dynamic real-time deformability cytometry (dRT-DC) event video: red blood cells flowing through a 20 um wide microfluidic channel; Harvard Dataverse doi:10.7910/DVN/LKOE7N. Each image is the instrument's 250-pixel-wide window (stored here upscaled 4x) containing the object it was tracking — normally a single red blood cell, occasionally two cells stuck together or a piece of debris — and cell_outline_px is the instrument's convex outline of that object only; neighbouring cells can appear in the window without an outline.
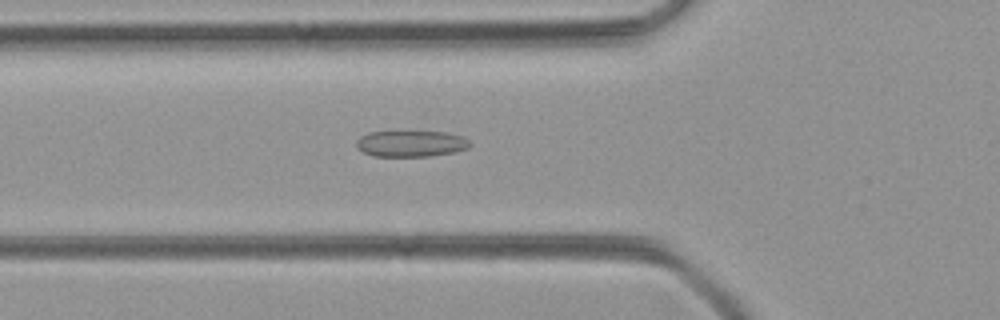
{"species": "common noctule bat (a hibernating species)", "species_latin": "Nyctalus noctula", "temperature_condition": "room temperature", "stored_images_in_passage": 29, "camera_frame_rate_fps": 3000, "um_per_image_px": 0.085, "animal": {"sex": "female", "body_mass_g": 21.9}, "frame": {"image": 1, "passage_image": 2, "time_ms": 0.333, "image_size_px": [1000, 320], "cell_outline_px": [[472, 144], [468, 148], [452, 152], [428, 156], [372, 156], [356, 148], [356, 140], [360, 136], [368, 132], [444, 132], [464, 136]], "centroid_in_image_um": [34.91, 12.21], "position_along_channel_um": 90.9, "area_um2": 17.28}}
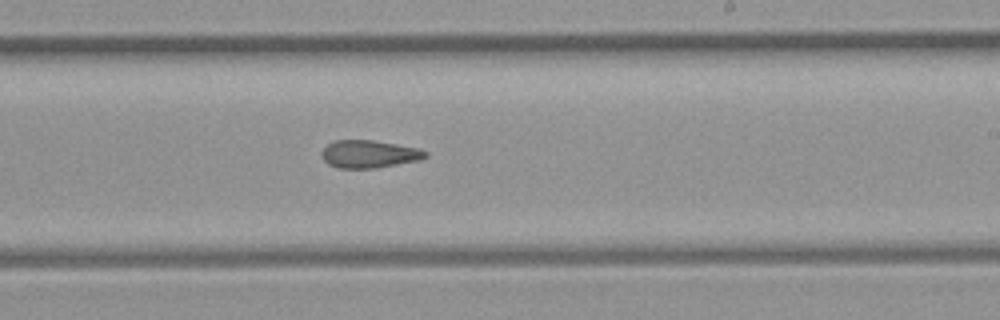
{"frame": {"image": 2, "passage_image": 14, "time_ms": 4.333, "image_size_px": [1000, 320], "cell_outline_px": [[428, 156], [420, 160], [376, 168], [336, 168], [328, 164], [324, 160], [324, 148], [328, 144], [336, 140], [372, 140], [420, 148], [428, 152]], "centroid_in_image_um": [31.43, 13.1], "position_along_channel_um": 257.6, "area_um2": 16.65}}
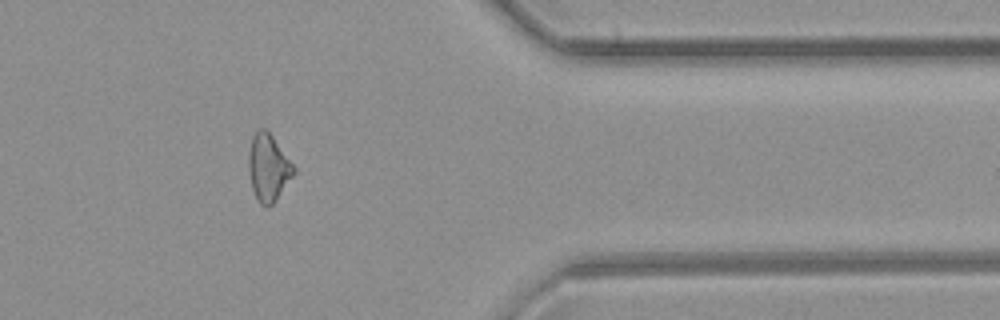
{"frame": {"image": 3, "passage_image": 25, "time_ms": 8.0, "image_size_px": [1000, 320], "cell_outline_px": [[296, 172], [276, 200], [272, 204], [260, 204], [256, 200], [252, 188], [248, 172], [248, 156], [252, 136], [260, 128], [264, 128], [272, 136], [296, 168]], "centroid_in_image_um": [22.8, 14.25], "position_along_channel_um": 388.6, "area_um2": 17.51}}